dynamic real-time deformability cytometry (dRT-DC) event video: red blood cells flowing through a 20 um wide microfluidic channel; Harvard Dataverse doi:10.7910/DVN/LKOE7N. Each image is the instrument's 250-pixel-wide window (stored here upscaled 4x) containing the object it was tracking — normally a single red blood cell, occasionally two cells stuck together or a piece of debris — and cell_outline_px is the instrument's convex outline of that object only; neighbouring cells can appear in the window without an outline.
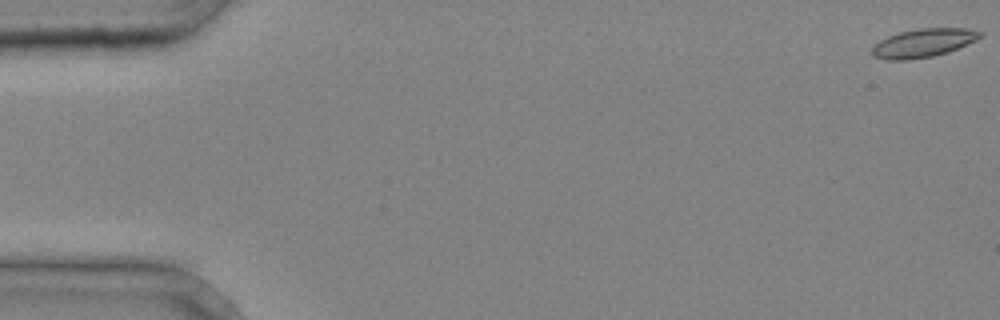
{"species": "common noctule bat (a hibernating species)", "species_latin": "Nyctalus noctula", "temperature_condition": "cold", "stored_images_in_passage": 38, "camera_frame_rate_fps": 3000, "um_per_image_px": 0.085, "animal": {"sex": "male", "body_mass_g": 20.4}, "frame": {"image": 1, "passage_image": 1, "time_ms": 0.0, "image_size_px": [1000, 320], "cell_outline_px": [[984, 36], [976, 40], [948, 52], [932, 56], [908, 60], [888, 60], [872, 56], [872, 48], [880, 40], [888, 36], [900, 32], [920, 28], [968, 28], [984, 32]], "centroid_in_image_um": [78.51, 3.64], "position_along_channel_um": 6.5, "area_um2": 17.98}}
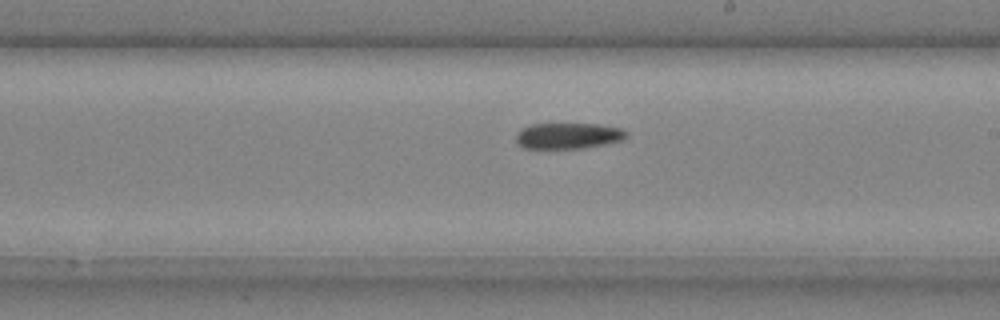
{"frame": {"image": 2, "passage_image": 25, "time_ms": 8.0, "image_size_px": [1000, 320], "cell_outline_px": [[628, 136], [624, 140], [584, 148], [524, 148], [516, 140], [516, 136], [524, 128], [532, 124], [596, 124], [620, 128], [628, 132]], "centroid_in_image_um": [48.36, 11.54], "position_along_channel_um": 240.6, "area_um2": 16.47}}
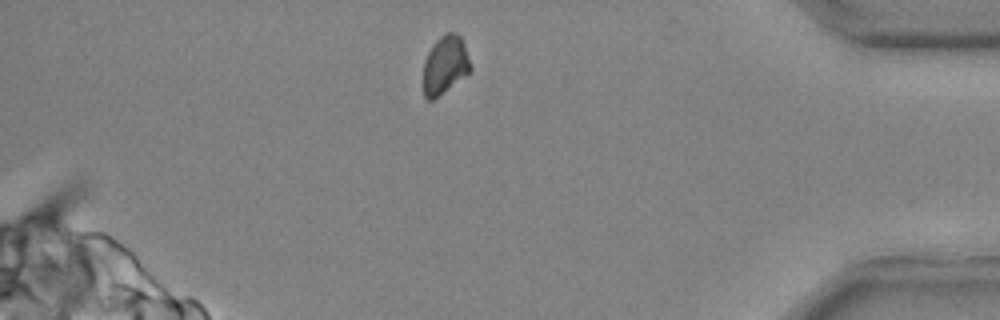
{"frame": {"image": 3, "passage_image": 37, "time_ms": 12.0, "image_size_px": [1000, 320], "cell_outline_px": [[472, 68], [468, 72], [432, 100], [428, 100], [424, 96], [424, 60], [432, 44], [440, 36], [448, 32], [456, 32], [460, 36], [464, 44]], "centroid_in_image_um": [37.81, 5.47], "position_along_channel_um": 397.4, "area_um2": 15.61}}